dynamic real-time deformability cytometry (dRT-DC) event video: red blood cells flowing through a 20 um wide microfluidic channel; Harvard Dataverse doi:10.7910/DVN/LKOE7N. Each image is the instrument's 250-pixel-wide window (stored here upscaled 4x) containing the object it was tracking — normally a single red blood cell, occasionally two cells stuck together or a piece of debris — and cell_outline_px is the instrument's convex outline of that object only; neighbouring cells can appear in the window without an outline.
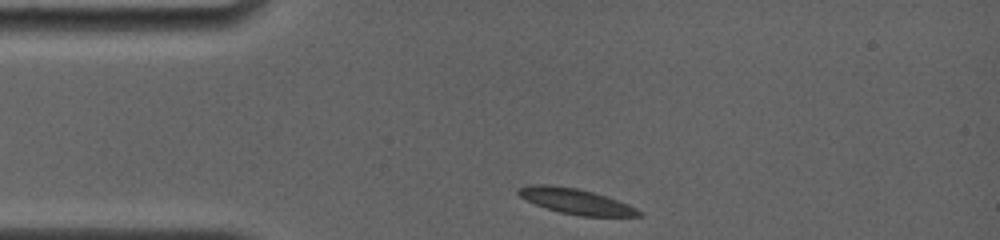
{"species": "common noctule bat (a hibernating species)", "species_latin": "Nyctalus noctula", "temperature_condition": "room temperature", "stored_images_in_passage": 6, "camera_frame_rate_fps": 4000, "um_per_image_px": 0.085, "animal": {"sex": "female", "body_mass_g": 19.0, "forearm_length_mm": 56.7}, "frame": {"image": 1, "passage_image": 1, "time_ms": 0.0, "image_size_px": [1000, 240], "cell_outline_px": [[644, 216], [580, 216], [560, 212], [536, 204], [520, 196], [516, 192], [516, 188], [528, 184], [552, 184], [576, 188], [592, 192], [628, 204], [644, 212]], "centroid_in_image_um": [48.94, 17.1], "position_along_channel_um": 36.1, "area_um2": 17.8}}
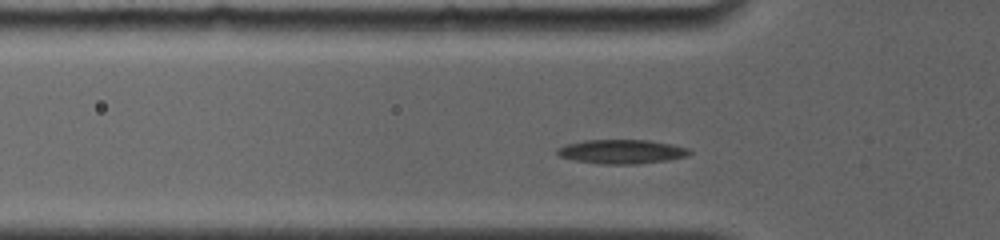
{"frame": {"image": 2, "passage_image": 4, "time_ms": 1.75, "image_size_px": [1000, 240], "cell_outline_px": [[692, 152], [688, 156], [668, 160], [636, 164], [600, 164], [576, 160], [560, 156], [556, 152], [556, 148], [564, 144], [584, 140], [648, 140], [672, 144], [688, 148]], "centroid_in_image_um": [52.84, 12.88], "position_along_channel_um": 73.0, "area_um2": 18.67}}